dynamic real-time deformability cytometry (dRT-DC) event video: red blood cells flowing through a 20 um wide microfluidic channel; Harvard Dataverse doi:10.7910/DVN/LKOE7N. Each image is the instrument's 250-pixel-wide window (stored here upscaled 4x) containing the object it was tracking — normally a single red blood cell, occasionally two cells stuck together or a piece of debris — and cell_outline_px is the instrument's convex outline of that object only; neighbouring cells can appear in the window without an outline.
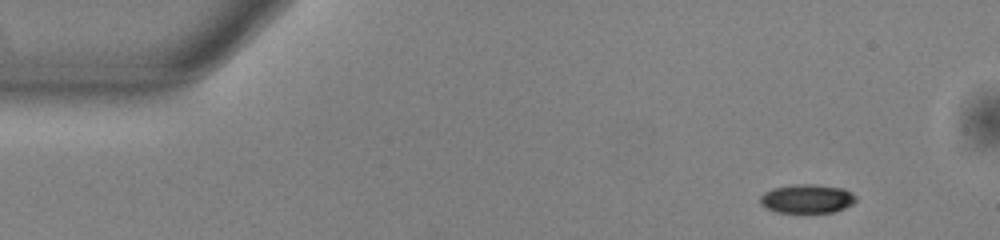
{"species": "common noctule bat (a hibernating species)", "species_latin": "Nyctalus noctula", "temperature_condition": "warm", "stored_images_in_passage": 49, "camera_frame_rate_fps": 3000, "um_per_image_px": 0.085, "animal": {"sex": "male", "body_mass_g": 13.0, "forearm_length_mm": 53.1}, "frame": {"image": 1, "passage_image": 1, "time_ms": 0.0, "image_size_px": [1000, 240], "cell_outline_px": [[856, 200], [852, 204], [844, 208], [832, 212], [776, 212], [760, 204], [760, 196], [764, 192], [772, 188], [792, 184], [812, 184], [844, 188], [852, 192], [856, 196]], "centroid_in_image_um": [68.59, 16.87], "position_along_channel_um": 16.4, "area_um2": 16.13}}
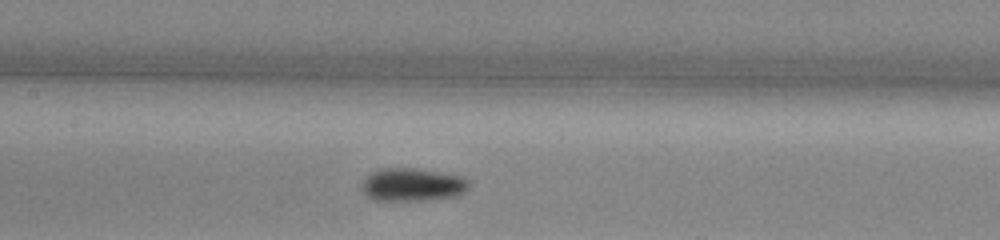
{"frame": {"image": 2, "passage_image": 21, "time_ms": 6.667, "image_size_px": [1000, 240], "cell_outline_px": [[468, 188], [464, 192], [452, 196], [424, 200], [376, 200], [368, 196], [364, 192], [364, 180], [372, 172], [380, 168], [412, 168], [440, 172], [460, 176], [468, 180]], "centroid_in_image_um": [35.06, 15.69], "position_along_channel_um": 172.3, "area_um2": 20.11}}
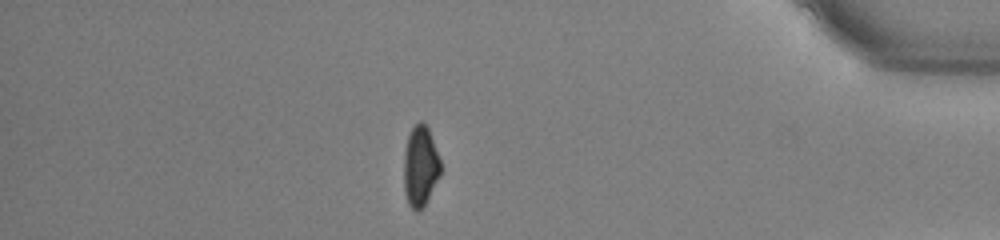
{"frame": {"image": 3, "passage_image": 42, "time_ms": 13.667, "image_size_px": [1000, 240], "cell_outline_px": [[440, 176], [424, 204], [416, 212], [408, 204], [404, 192], [404, 152], [408, 136], [412, 128], [420, 120], [428, 128], [440, 160]], "centroid_in_image_um": [35.71, 14.13], "position_along_channel_um": 399.5, "area_um2": 16.94}, "authors_computed_cell_mechanics": {"area_um2": 18.207, "velocity_mm_per_s": 3.8408, "shape_relaxation_time_tau1_ms": 2.3862, "shape_relaxation_time_tau2_ms": 6.9235, "deformation_change_tau1": 0.1307, "deformation_change_tau2": 0.1223}}